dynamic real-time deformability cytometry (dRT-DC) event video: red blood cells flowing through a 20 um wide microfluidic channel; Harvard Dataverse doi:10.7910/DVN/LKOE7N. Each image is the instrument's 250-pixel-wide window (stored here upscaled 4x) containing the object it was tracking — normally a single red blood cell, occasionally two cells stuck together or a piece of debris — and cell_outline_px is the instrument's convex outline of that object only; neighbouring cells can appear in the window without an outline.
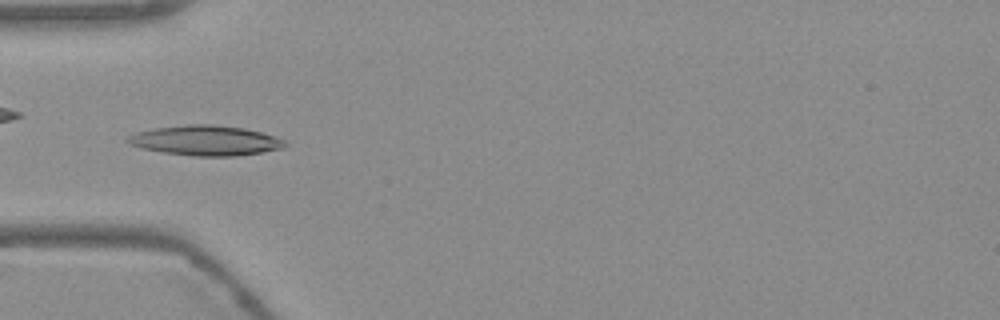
{"species": "Egyptian fruit bat (a non-hibernating species)", "species_latin": "Rousettus aegyptiacus", "temperature_condition": "warm", "stored_images_in_passage": 29, "camera_frame_rate_fps": 3000, "um_per_image_px": 0.085, "frame": {"image": 1, "passage_image": 7, "time_ms": 2.0, "image_size_px": [1000, 320], "cell_outline_px": [[288, 144], [284, 148], [236, 156], [192, 156], [164, 152], [140, 148], [128, 144], [124, 140], [128, 136], [136, 132], [152, 128], [188, 124], [212, 124], [244, 128], [260, 132], [284, 140]], "centroid_in_image_um": [17.42, 11.94], "position_along_channel_um": 67.6, "area_um2": 27.57}}
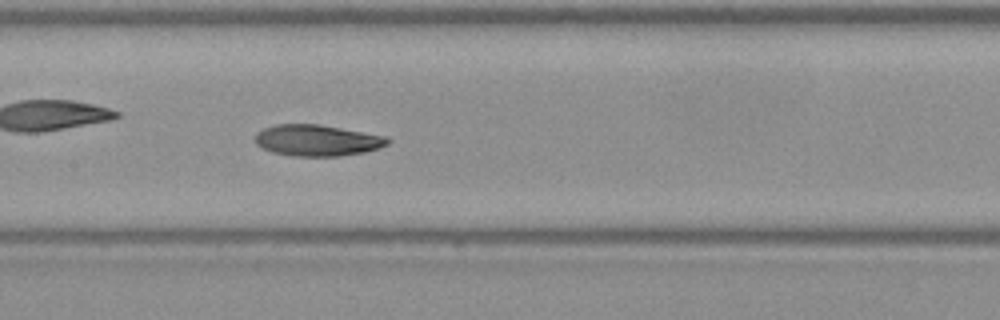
{"frame": {"image": 2, "passage_image": 16, "time_ms": 5.0, "image_size_px": [1000, 320], "cell_outline_px": [[392, 140], [388, 144], [380, 148], [364, 152], [340, 156], [296, 156], [272, 152], [256, 144], [256, 132], [264, 128], [276, 124], [320, 124], [388, 136]], "centroid_in_image_um": [27.01, 11.92], "position_along_channel_um": 180.4, "area_um2": 24.28}}
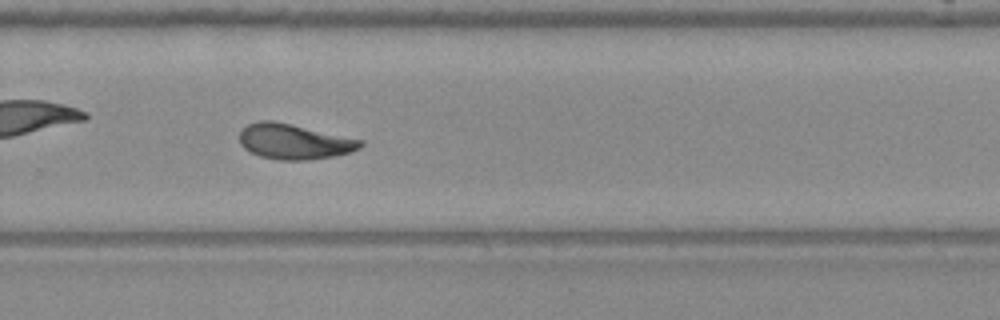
{"frame": {"image": 3, "passage_image": 26, "time_ms": 8.333, "image_size_px": [1000, 320], "cell_outline_px": [[364, 144], [360, 148], [352, 152], [336, 156], [308, 160], [280, 160], [260, 156], [244, 148], [240, 144], [240, 132], [248, 124], [260, 120], [272, 120], [364, 140]], "centroid_in_image_um": [25.03, 12.04], "position_along_channel_um": 304.8, "area_um2": 24.85}}